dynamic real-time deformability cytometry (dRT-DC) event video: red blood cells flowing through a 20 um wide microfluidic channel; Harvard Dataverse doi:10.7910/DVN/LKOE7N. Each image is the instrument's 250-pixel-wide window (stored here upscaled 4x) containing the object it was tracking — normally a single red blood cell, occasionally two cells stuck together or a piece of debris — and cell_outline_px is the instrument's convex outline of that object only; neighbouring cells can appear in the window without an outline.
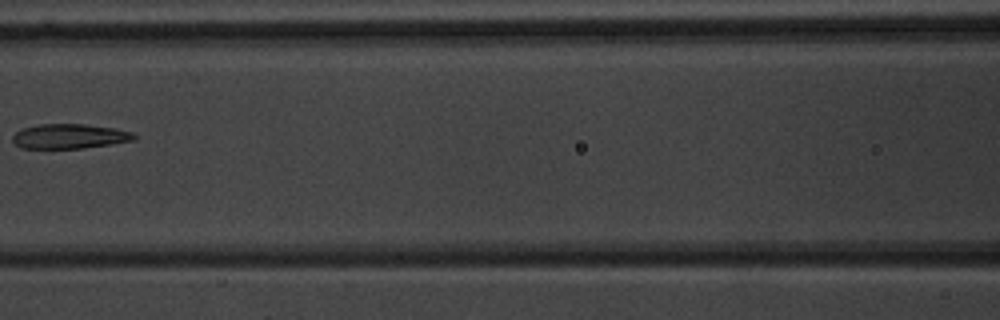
{"species": "common noctule bat (a hibernating species)", "species_latin": "Nyctalus noctula", "temperature_condition": "warm", "stored_images_in_passage": 8, "camera_frame_rate_fps": 3000, "um_per_image_px": 0.085, "animal": {"sex": "male", "body_mass_g": 20.1, "forearm_length_mm": 53.5}, "frame": {"image": 1, "passage_image": 7, "time_ms": 8.0, "image_size_px": [1000, 320], "cell_outline_px": [[136, 136], [132, 140], [112, 144], [84, 148], [20, 148], [12, 140], [12, 136], [16, 132], [24, 128], [40, 124], [84, 124], [112, 128], [132, 132]], "centroid_in_image_um": [5.88, 11.59], "position_along_channel_um": 160.7, "area_um2": 17.28}}
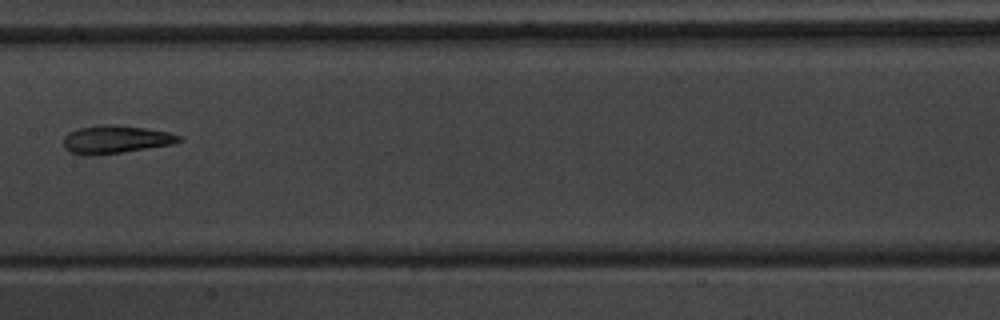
{"frame": {"image": 2, "passage_image": 8, "time_ms": 9.0, "image_size_px": [1000, 320], "cell_outline_px": [[184, 140], [172, 144], [120, 152], [84, 156], [68, 152], [64, 148], [64, 136], [68, 132], [80, 128], [104, 124], [112, 124], [144, 128], [168, 132], [180, 136]], "centroid_in_image_um": [9.79, 11.85], "position_along_channel_um": 197.6, "area_um2": 18.67}}